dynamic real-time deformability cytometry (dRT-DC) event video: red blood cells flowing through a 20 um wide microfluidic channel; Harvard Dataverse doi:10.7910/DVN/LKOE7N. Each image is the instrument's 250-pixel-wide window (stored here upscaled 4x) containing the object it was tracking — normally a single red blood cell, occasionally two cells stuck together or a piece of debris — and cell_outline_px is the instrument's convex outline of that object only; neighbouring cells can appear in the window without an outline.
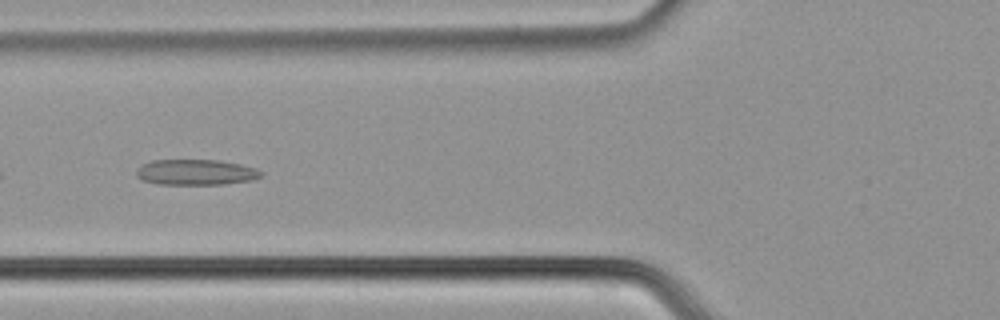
{"species": "common noctule bat (a hibernating species)", "species_latin": "Nyctalus noctula", "temperature_condition": "cold", "stored_images_in_passage": 40, "camera_frame_rate_fps": 3000, "um_per_image_px": 0.085, "animal": {"sex": "male", "body_mass_g": 21.5, "forearm_length_mm": 52.0}, "frame": {"image": 1, "passage_image": 5, "time_ms": 1.333, "image_size_px": [1000, 320], "cell_outline_px": [[264, 176], [252, 180], [224, 184], [156, 184], [144, 180], [136, 176], [136, 168], [140, 164], [152, 160], [220, 160], [240, 164], [256, 168], [264, 172]], "centroid_in_image_um": [16.66, 14.63], "position_along_channel_um": 109.1, "area_um2": 18.84}}
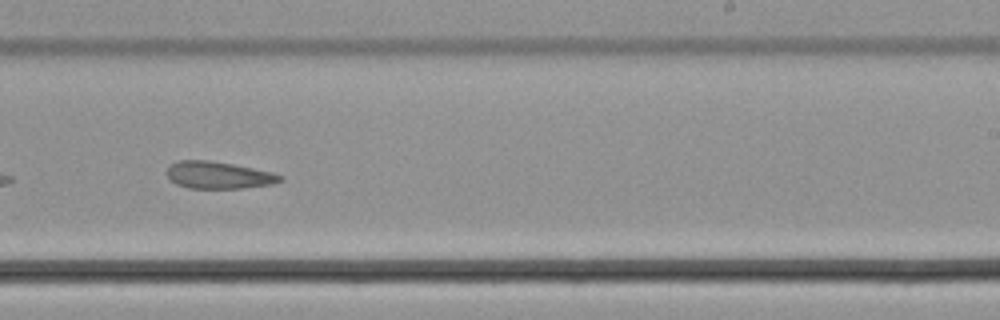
{"frame": {"image": 2, "passage_image": 18, "time_ms": 5.667, "image_size_px": [1000, 320], "cell_outline_px": [[284, 180], [272, 184], [240, 188], [188, 188], [176, 184], [168, 180], [168, 168], [176, 160], [208, 160], [232, 164], [272, 172], [284, 176]], "centroid_in_image_um": [18.57, 14.89], "position_along_channel_um": 270.4, "area_um2": 17.86}}
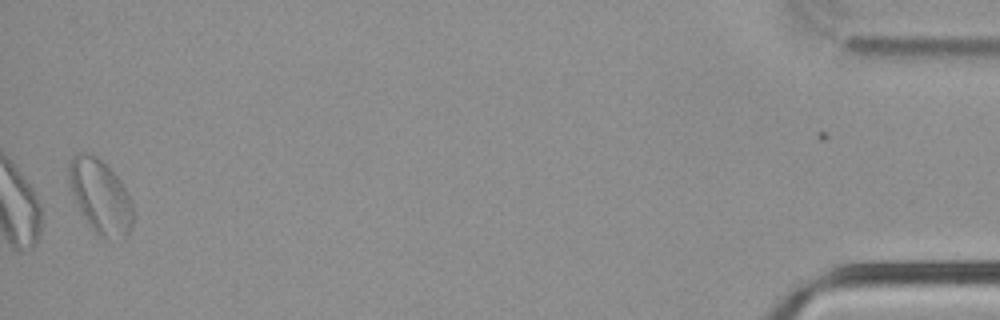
{"frame": {"image": 3, "passage_image": 38, "time_ms": 12.333, "image_size_px": [1000, 320], "cell_outline_px": [[132, 228], [124, 236], [100, 236], [92, 228], [80, 212], [72, 192], [68, 176], [68, 164], [72, 156], [80, 152], [92, 156], [100, 160], [120, 180], [128, 192], [132, 200]], "centroid_in_image_um": [8.52, 16.66], "position_along_channel_um": 426.7, "area_um2": 26.82}, "authors_computed_cell_mechanics": {"area_um2": 18.7272, "velocity_mm_per_s": 3.7254, "shape_relaxation_time_tau1_ms": null, "shape_relaxation_time_tau2_ms": 2.6687, "deformation_change_tau1": null, "deformation_change_tau2": 0.0894}}